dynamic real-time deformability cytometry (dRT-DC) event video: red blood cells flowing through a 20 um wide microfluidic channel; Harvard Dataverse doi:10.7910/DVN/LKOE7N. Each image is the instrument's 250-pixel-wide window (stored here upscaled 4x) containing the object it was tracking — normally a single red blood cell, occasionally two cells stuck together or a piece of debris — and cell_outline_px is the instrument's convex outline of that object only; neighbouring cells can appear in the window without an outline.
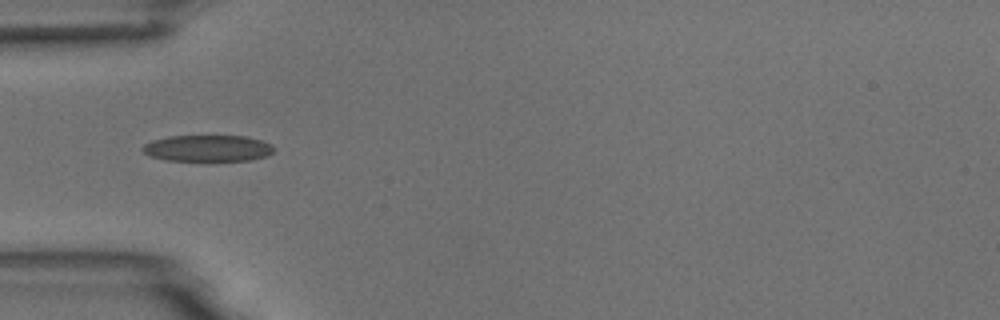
{"species": "common noctule bat (a hibernating species)", "species_latin": "Nyctalus noctula", "temperature_condition": "room temperature", "stored_images_in_passage": 4, "camera_frame_rate_fps": 3000, "um_per_image_px": 0.085, "animal": {"sex": "male", "body_mass_g": 18.8}, "frame": {"image": 1, "passage_image": 1, "time_ms": 0.0, "image_size_px": [1000, 320], "cell_outline_px": [[276, 148], [268, 156], [252, 160], [164, 160], [152, 156], [144, 152], [140, 148], [144, 144], [152, 140], [168, 136], [248, 136], [272, 144]], "centroid_in_image_um": [17.68, 12.59], "position_along_channel_um": 67.3, "area_um2": 20.23}}
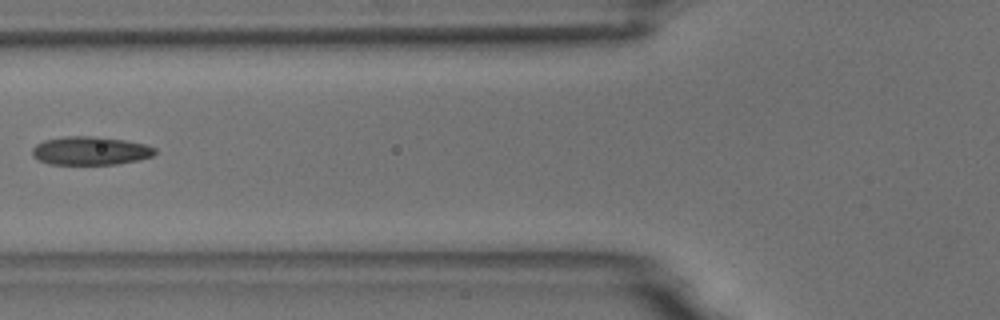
{"frame": {"image": 2, "passage_image": 2, "time_ms": 1.333, "image_size_px": [1000, 320], "cell_outline_px": [[156, 152], [152, 156], [140, 160], [116, 164], [48, 164], [32, 156], [32, 148], [36, 144], [44, 140], [64, 136], [96, 136], [124, 140], [144, 144], [156, 148]], "centroid_in_image_um": [7.67, 12.81], "position_along_channel_um": 118.1, "area_um2": 20.4}}